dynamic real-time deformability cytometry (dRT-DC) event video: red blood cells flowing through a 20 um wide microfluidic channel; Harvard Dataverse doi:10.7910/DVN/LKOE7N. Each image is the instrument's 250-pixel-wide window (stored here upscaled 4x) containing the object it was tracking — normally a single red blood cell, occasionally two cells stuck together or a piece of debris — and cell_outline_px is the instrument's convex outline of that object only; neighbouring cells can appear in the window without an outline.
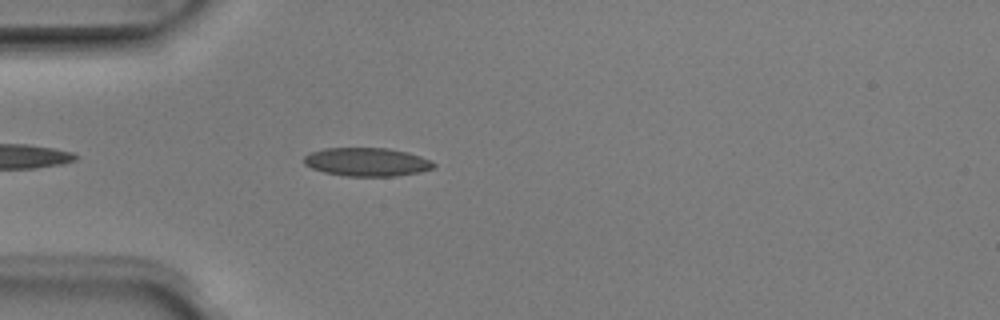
{"species": "Egyptian fruit bat (a non-hibernating species)", "species_latin": "Rousettus aegyptiacus", "temperature_condition": "room temperature", "stored_images_in_passage": 5, "camera_frame_rate_fps": 3000, "um_per_image_px": 0.085, "animal": {"sex": "male"}, "frame": {"image": 1, "passage_image": 5, "time_ms": 1.333, "image_size_px": [1000, 320], "cell_outline_px": [[436, 164], [432, 168], [420, 172], [396, 176], [344, 176], [324, 172], [312, 168], [304, 164], [304, 156], [308, 152], [324, 148], [388, 148], [408, 152], [432, 160]], "centroid_in_image_um": [31.17, 13.76], "position_along_channel_um": 53.8, "area_um2": 21.68}}